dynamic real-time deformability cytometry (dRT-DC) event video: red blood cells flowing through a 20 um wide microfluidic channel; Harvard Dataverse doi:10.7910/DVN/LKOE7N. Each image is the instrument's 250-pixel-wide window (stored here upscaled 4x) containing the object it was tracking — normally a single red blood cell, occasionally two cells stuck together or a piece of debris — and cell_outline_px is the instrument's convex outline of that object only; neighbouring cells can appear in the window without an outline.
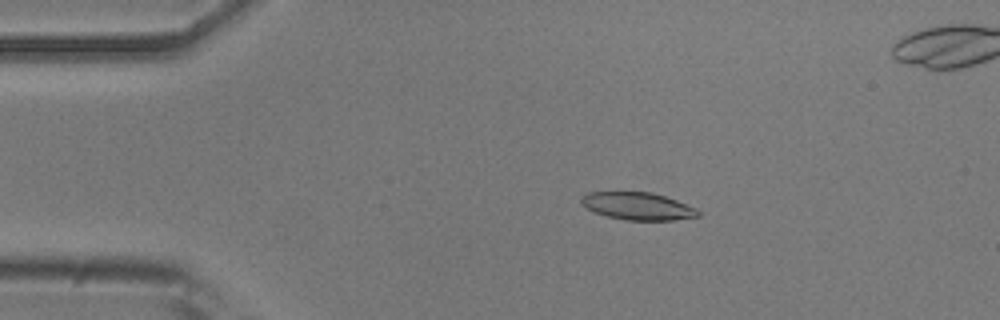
{"species": "common noctule bat (a hibernating species)", "species_latin": "Nyctalus noctula", "temperature_condition": "room temperature", "stored_images_in_passage": 55, "camera_frame_rate_fps": 3000, "um_per_image_px": 0.085, "animal": {"sex": "male", "body_mass_g": 20.5, "forearm_length_mm": 52.5}, "frame": {"image": 1, "passage_image": 10, "time_ms": 3.0, "image_size_px": [1000, 320], "cell_outline_px": [[700, 216], [672, 220], [624, 220], [608, 216], [596, 212], [580, 204], [580, 196], [588, 192], [652, 192], [676, 200], [696, 208], [700, 212]], "centroid_in_image_um": [54.19, 17.51], "position_along_channel_um": 30.8, "area_um2": 18.67}}
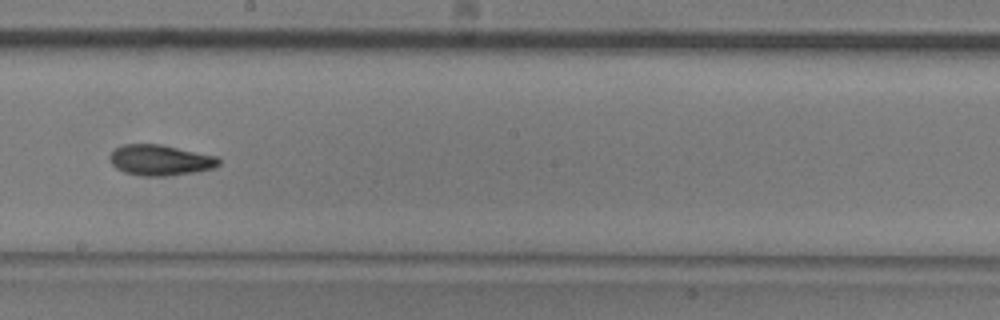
{"frame": {"image": 2, "passage_image": 30, "time_ms": 9.667, "image_size_px": [1000, 320], "cell_outline_px": [[220, 164], [216, 168], [196, 172], [168, 176], [140, 176], [124, 172], [116, 168], [112, 164], [108, 156], [116, 148], [124, 144], [160, 144], [216, 156], [220, 160]], "centroid_in_image_um": [13.63, 13.62], "position_along_channel_um": 234.6, "area_um2": 19.59}}
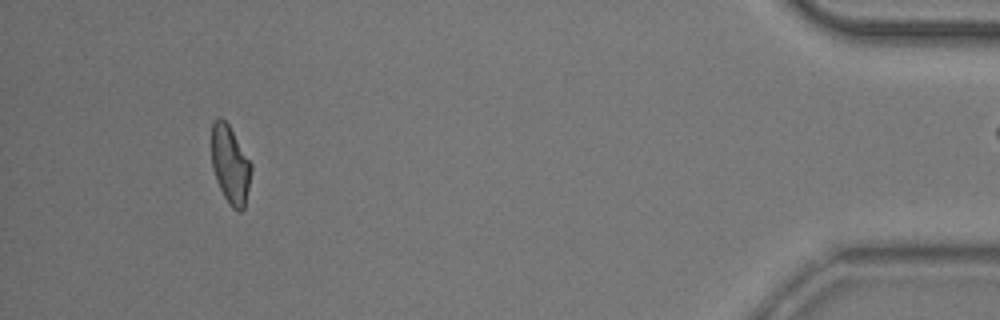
{"frame": {"image": 3, "passage_image": 50, "time_ms": 16.333, "image_size_px": [1000, 320], "cell_outline_px": [[252, 168], [244, 208], [240, 212], [236, 212], [228, 204], [216, 180], [212, 168], [212, 124], [216, 116], [220, 116], [228, 124], [252, 164]], "centroid_in_image_um": [19.56, 14.01], "position_along_channel_um": 415.6, "area_um2": 18.03}, "authors_computed_cell_mechanics": {"area_um2": 18.9584, "velocity_mm_per_s": 3.7499, "shape_relaxation_time_tau1_ms": 7.3046, "shape_relaxation_time_tau2_ms": 3.519, "deformation_change_tau1": 0.1858, "deformation_change_tau2": 0.1071}}